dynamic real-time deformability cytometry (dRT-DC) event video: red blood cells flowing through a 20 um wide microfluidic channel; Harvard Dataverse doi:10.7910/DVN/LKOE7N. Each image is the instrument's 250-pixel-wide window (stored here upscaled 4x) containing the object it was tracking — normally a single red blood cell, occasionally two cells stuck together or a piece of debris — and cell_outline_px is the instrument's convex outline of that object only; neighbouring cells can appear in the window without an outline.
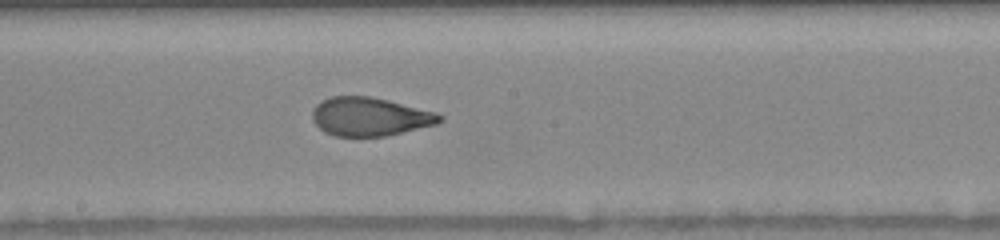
{"species": "human", "species_latin": "Homo sapiens", "temperature_condition": "warm", "stored_images_in_passage": 26, "camera_frame_rate_fps": 3000, "um_per_image_px": 0.085, "donor": {"sex": "female"}, "frame": {"image": 1, "passage_image": 22, "time_ms": 9.0, "image_size_px": [1000, 240], "cell_outline_px": [[444, 120], [436, 124], [384, 136], [336, 136], [324, 132], [312, 120], [312, 108], [320, 100], [332, 96], [368, 96], [388, 100], [436, 112], [444, 116]], "centroid_in_image_um": [31.41, 9.9], "position_along_channel_um": 216.8, "area_um2": 28.61}}